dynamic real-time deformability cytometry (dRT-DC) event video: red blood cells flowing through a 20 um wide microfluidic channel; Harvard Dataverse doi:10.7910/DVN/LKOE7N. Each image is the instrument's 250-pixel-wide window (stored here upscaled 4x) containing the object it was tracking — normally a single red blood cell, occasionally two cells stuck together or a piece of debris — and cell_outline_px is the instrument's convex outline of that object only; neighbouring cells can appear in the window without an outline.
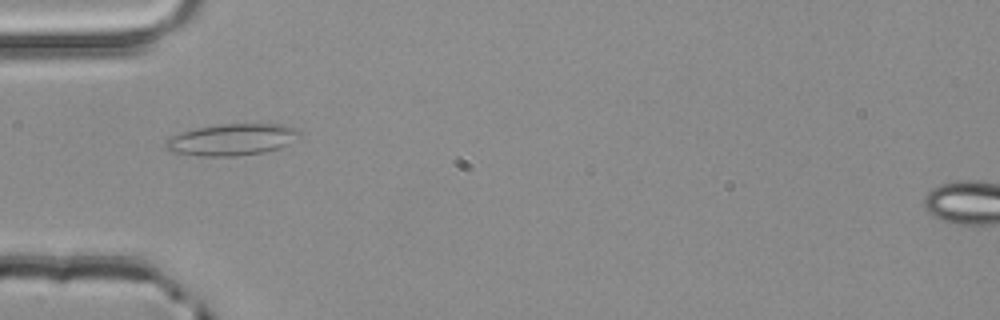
{"species": "common noctule bat (a hibernating species)", "species_latin": "Nyctalus noctula", "temperature_condition": "room temperature", "stored_images_in_passage": 2, "camera_frame_rate_fps": 3000, "um_per_image_px": 0.085, "animal": {"sex": "male", "body_mass_g": 20.4}, "frame": {"image": 1, "passage_image": 1, "time_ms": 0.0, "image_size_px": [1000, 320], "cell_outline_px": [[300, 136], [288, 144], [276, 148], [260, 152], [236, 156], [204, 156], [172, 152], [164, 148], [164, 144], [172, 136], [196, 128], [220, 124], [284, 124], [296, 128], [300, 132]], "centroid_in_image_um": [19.72, 11.86], "position_along_channel_um": 65.3, "area_um2": 24.33}}
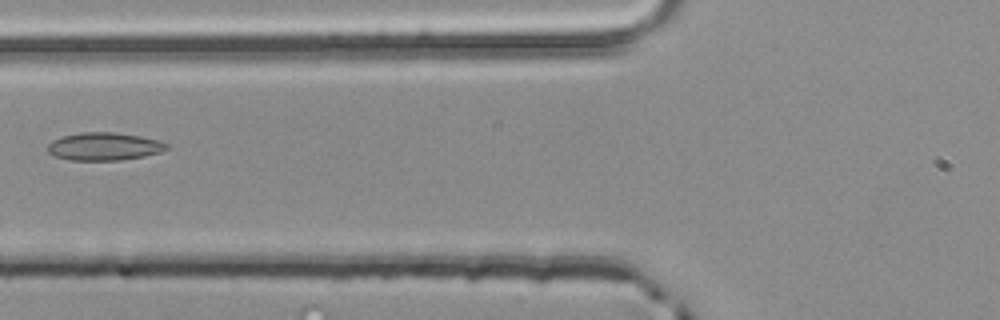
{"frame": {"image": 2, "passage_image": 2, "time_ms": 0.333, "image_size_px": [1000, 320], "cell_outline_px": [[168, 148], [160, 152], [144, 156], [120, 160], [68, 160], [56, 156], [48, 152], [48, 144], [52, 140], [64, 136], [80, 132], [116, 132], [140, 136], [160, 140], [168, 144]], "centroid_in_image_um": [8.86, 12.44], "position_along_channel_um": 116.9, "area_um2": 19.31}}